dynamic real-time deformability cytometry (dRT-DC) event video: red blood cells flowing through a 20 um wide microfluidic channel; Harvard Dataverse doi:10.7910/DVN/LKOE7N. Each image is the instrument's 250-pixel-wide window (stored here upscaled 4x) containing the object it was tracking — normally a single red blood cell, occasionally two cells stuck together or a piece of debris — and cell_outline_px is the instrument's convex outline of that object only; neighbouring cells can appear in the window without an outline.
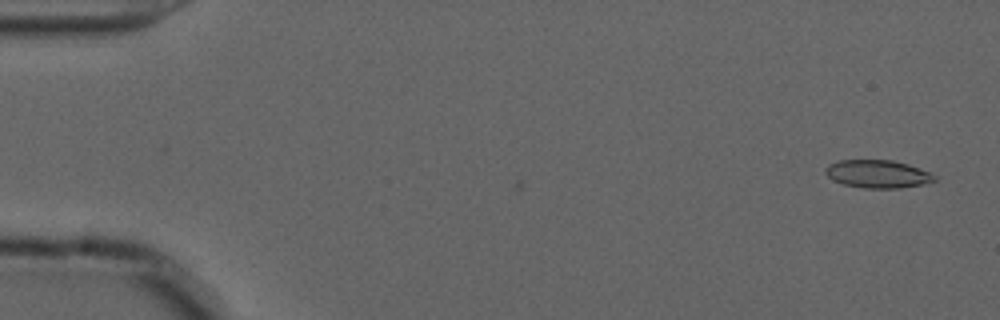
{"species": "common noctule bat (a hibernating species)", "species_latin": "Nyctalus noctula", "temperature_condition": "cold", "stored_images_in_passage": 3, "camera_frame_rate_fps": 3000, "um_per_image_px": 0.085, "animal": {"sex": "male", "forearm_length_mm": 52.5}, "frame": {"image": 1, "passage_image": 3, "time_ms": 0.667, "image_size_px": [1000, 320], "cell_outline_px": [[936, 180], [924, 184], [900, 188], [864, 188], [844, 184], [832, 180], [824, 172], [824, 168], [828, 164], [840, 160], [892, 160], [908, 164], [932, 172], [936, 176]], "centroid_in_image_um": [74.61, 14.78], "position_along_channel_um": 10.4, "area_um2": 17.92}}